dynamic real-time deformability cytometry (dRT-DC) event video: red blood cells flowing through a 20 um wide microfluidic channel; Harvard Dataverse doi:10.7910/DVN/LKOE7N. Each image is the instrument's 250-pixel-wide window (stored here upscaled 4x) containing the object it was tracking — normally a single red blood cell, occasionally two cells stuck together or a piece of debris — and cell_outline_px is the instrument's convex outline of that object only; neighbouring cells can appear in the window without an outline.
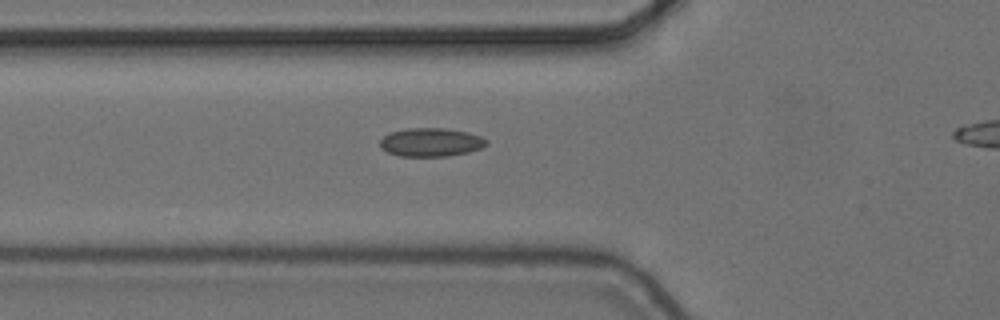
{"species": "common noctule bat (a hibernating species)", "species_latin": "Nyctalus noctula", "temperature_condition": "cold", "stored_images_in_passage": 4, "camera_frame_rate_fps": 3000, "um_per_image_px": 0.085, "animal": {"sex": "female", "body_mass_g": 24.6, "forearm_length_mm": 56.2}, "frame": {"image": 1, "passage_image": 4, "time_ms": 1.0, "image_size_px": [1000, 320], "cell_outline_px": [[488, 144], [480, 148], [468, 152], [448, 156], [400, 156], [388, 152], [380, 148], [380, 140], [384, 136], [392, 132], [408, 128], [444, 128], [468, 132], [480, 136], [488, 140]], "centroid_in_image_um": [36.63, 12.09], "position_along_channel_um": 89.2, "area_um2": 17.63}}